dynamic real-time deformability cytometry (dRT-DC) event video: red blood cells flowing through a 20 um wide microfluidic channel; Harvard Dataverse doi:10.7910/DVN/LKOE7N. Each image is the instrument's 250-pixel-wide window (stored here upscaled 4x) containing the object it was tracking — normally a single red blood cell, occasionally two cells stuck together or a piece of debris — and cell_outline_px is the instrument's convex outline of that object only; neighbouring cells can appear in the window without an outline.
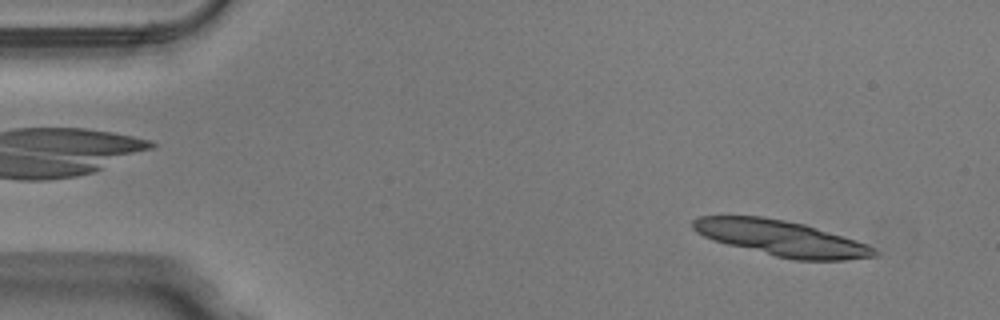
{"species": "Egyptian fruit bat (a non-hibernating species)", "species_latin": "Rousettus aegyptiacus", "temperature_condition": "warm", "stored_images_in_passage": 14, "camera_frame_rate_fps": 3000, "um_per_image_px": 0.085, "animal": {"sex": "male"}, "frame": {"image": 1, "passage_image": 4, "time_ms": 1.0, "image_size_px": [1000, 320], "cell_outline_px": [[876, 256], [844, 260], [796, 260], [776, 256], [728, 244], [704, 236], [696, 232], [692, 228], [692, 220], [700, 216], [760, 216], [784, 220], [804, 224], [856, 240], [868, 244], [876, 248]], "centroid_in_image_um": [66.42, 20.24], "position_along_channel_um": 18.6, "area_um2": 37.11}}